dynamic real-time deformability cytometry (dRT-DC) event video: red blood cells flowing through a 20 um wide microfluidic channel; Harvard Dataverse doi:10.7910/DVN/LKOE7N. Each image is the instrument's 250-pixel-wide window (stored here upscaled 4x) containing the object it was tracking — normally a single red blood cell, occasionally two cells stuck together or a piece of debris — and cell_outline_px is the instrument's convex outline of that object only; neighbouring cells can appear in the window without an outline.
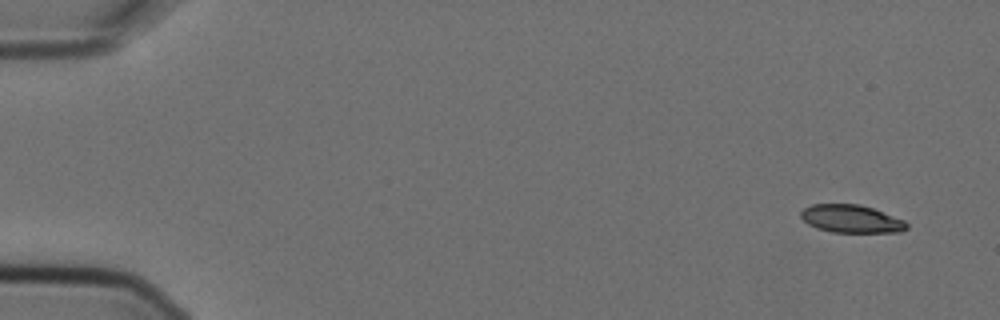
{"species": "Egyptian fruit bat (a non-hibernating species)", "species_latin": "Rousettus aegyptiacus", "temperature_condition": "cold", "stored_images_in_passage": 5, "segment_of_instrument_passage": [1, 2], "camera_frame_rate_fps": 3000, "um_per_image_px": 0.085, "animal": {"sex": "female"}, "frame": {"image": 1, "passage_image": 1, "time_ms": 0.0, "image_size_px": [1000, 320], "cell_outline_px": [[908, 228], [900, 232], [832, 232], [816, 228], [808, 224], [800, 216], [800, 212], [804, 208], [812, 204], [860, 204], [872, 208], [904, 220], [908, 224]], "centroid_in_image_um": [72.34, 18.6], "position_along_channel_um": 12.7, "area_um2": 17.17}}
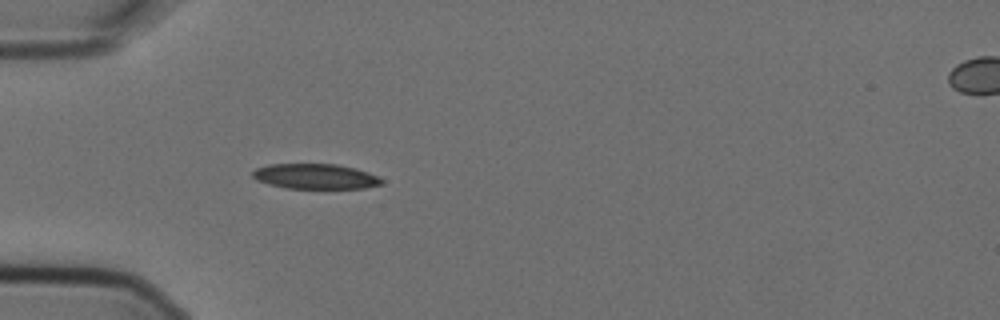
{"frame": {"image": 2, "passage_image": 4, "time_ms": 1.0, "image_size_px": [1000, 320], "cell_outline_px": [[384, 184], [364, 188], [284, 188], [268, 184], [256, 180], [252, 176], [252, 172], [256, 168], [268, 164], [336, 164], [356, 168], [368, 172], [384, 180]], "centroid_in_image_um": [26.8, 14.99], "position_along_channel_um": 58.2, "area_um2": 19.02}}